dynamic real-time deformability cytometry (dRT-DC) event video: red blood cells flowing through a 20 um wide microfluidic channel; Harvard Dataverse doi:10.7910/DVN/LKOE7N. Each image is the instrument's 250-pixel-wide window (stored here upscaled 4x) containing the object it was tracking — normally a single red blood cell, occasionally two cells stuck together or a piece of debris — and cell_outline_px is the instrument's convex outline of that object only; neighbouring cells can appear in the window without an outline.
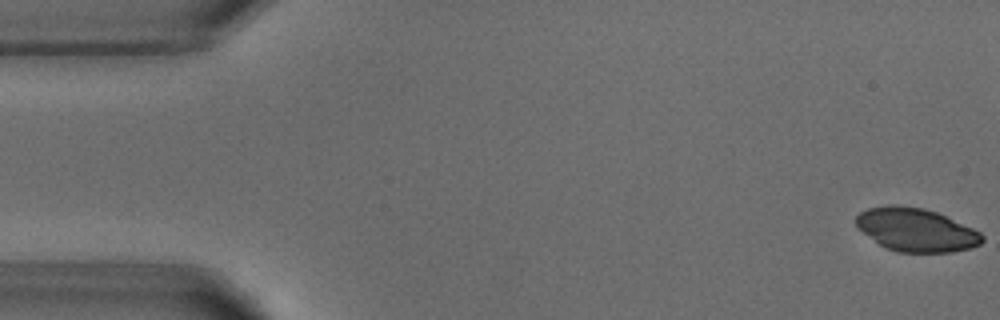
{"species": "common noctule bat (a hibernating species)", "species_latin": "Nyctalus noctula", "temperature_condition": "warm", "stored_images_in_passage": 44, "camera_frame_rate_fps": 3000, "um_per_image_px": 0.085, "animal": {"sex": "male", "body_mass_g": 18.8}, "frame": {"image": 1, "passage_image": 1, "time_ms": 0.0, "image_size_px": [1000, 320], "cell_outline_px": [[984, 240], [980, 244], [968, 248], [952, 252], [896, 252], [884, 248], [856, 228], [856, 216], [860, 212], [868, 208], [888, 204], [896, 204], [924, 208], [936, 212], [972, 228], [980, 232], [984, 236]], "centroid_in_image_um": [77.82, 19.53], "position_along_channel_um": 7.2, "area_um2": 31.96}}